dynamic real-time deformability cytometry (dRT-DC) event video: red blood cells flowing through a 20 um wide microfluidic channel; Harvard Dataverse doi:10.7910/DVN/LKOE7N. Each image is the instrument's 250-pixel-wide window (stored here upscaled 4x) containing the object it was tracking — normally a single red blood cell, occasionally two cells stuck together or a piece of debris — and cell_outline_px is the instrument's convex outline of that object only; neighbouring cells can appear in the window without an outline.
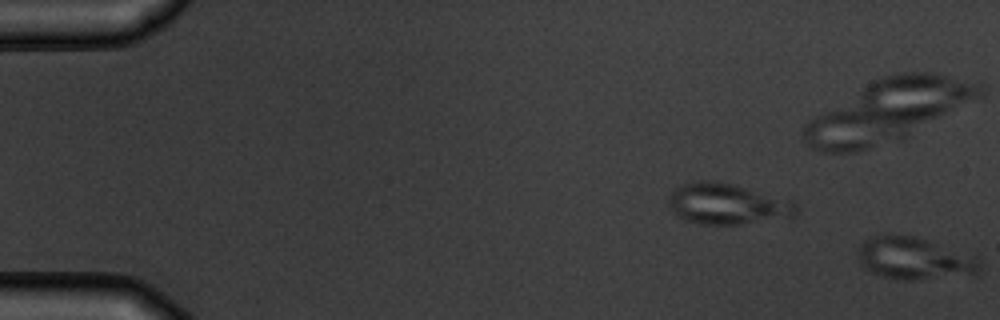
{"species": "common noctule bat (a hibernating species)", "species_latin": "Nyctalus noctula", "temperature_condition": "warm", "stored_images_in_passage": 3, "segment_of_instrument_passage": [2, 2], "camera_frame_rate_fps": 3000, "um_per_image_px": 0.085, "animal": {"sex": "male", "body_mass_g": 19.5, "forearm_length_mm": 54.6}, "frame": {"image": 1, "passage_image": 3, "time_ms": 2.333, "image_size_px": [1000, 320], "cell_outline_px": [[980, 268], [976, 272], [916, 280], [900, 280], [880, 276], [864, 268], [860, 264], [856, 252], [860, 244], [864, 240], [872, 236], [912, 236], [972, 256], [980, 260]], "centroid_in_image_um": [77.58, 21.98], "position_along_channel_um": 7.4, "area_um2": 28.9}}